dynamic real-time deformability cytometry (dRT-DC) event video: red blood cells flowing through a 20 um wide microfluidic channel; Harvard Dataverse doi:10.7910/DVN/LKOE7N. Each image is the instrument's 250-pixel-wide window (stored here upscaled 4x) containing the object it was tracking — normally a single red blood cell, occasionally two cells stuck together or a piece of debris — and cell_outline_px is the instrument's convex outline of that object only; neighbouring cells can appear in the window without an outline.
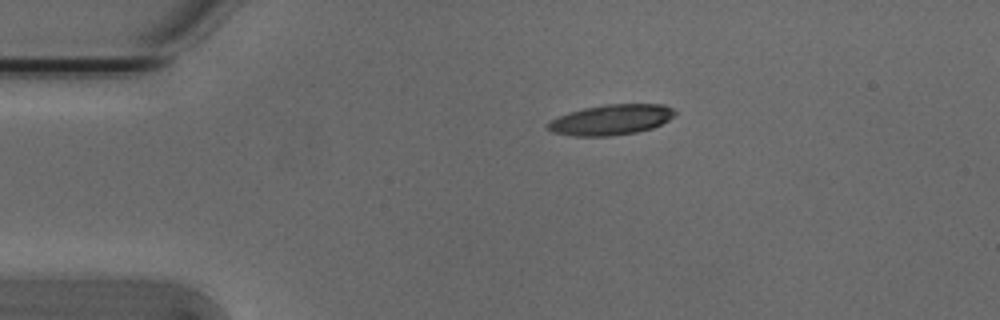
{"species": "Egyptian fruit bat (a non-hibernating species)", "species_latin": "Rousettus aegyptiacus", "temperature_condition": "cold", "stored_images_in_passage": 2, "camera_frame_rate_fps": 3000, "um_per_image_px": 0.085, "animal": {"sex": "male"}, "frame": {"image": 1, "passage_image": 1, "time_ms": 0.0, "image_size_px": [1000, 320], "cell_outline_px": [[676, 116], [652, 128], [636, 132], [608, 136], [572, 136], [552, 132], [544, 124], [568, 112], [584, 108], [604, 104], [664, 104], [672, 108], [676, 112]], "centroid_in_image_um": [51.94, 10.17], "position_along_channel_um": 33.1, "area_um2": 22.54}}